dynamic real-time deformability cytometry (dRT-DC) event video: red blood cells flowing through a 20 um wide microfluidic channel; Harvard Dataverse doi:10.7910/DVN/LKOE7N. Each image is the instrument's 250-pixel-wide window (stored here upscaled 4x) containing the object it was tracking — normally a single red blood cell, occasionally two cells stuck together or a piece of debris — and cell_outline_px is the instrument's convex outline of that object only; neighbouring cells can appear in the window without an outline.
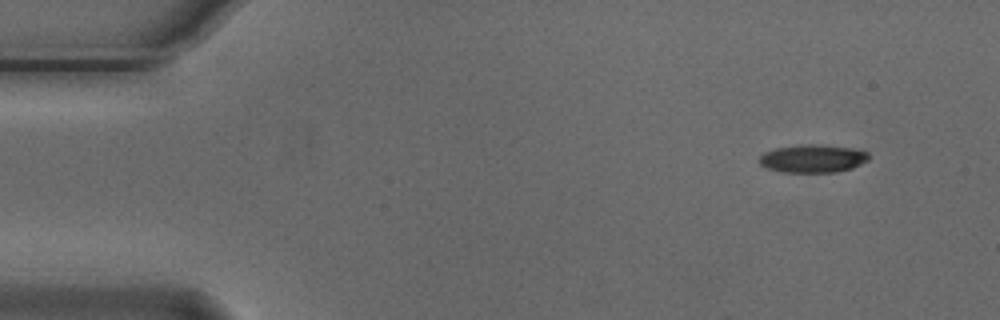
{"species": "Egyptian fruit bat (a non-hibernating species)", "species_latin": "Rousettus aegyptiacus", "temperature_condition": "cold", "stored_images_in_passage": 5, "camera_frame_rate_fps": 3000, "um_per_image_px": 0.085, "animal": {"sex": "male"}, "frame": {"image": 1, "passage_image": 1, "time_ms": 0.0, "image_size_px": [1000, 320], "cell_outline_px": [[868, 160], [852, 168], [836, 172], [780, 172], [768, 168], [760, 164], [760, 156], [764, 152], [776, 148], [800, 144], [820, 144], [852, 148], [868, 152]], "centroid_in_image_um": [69.08, 13.47], "position_along_channel_um": 15.9, "area_um2": 17.86}}